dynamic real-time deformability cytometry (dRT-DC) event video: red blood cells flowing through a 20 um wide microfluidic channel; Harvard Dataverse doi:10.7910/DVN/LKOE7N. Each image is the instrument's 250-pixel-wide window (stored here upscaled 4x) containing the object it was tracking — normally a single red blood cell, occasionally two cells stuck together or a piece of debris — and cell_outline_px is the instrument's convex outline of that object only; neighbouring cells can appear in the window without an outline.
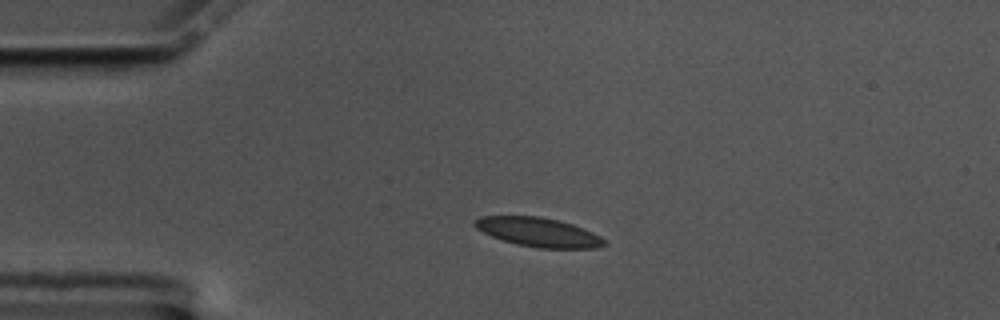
{"species": "common noctule bat (a hibernating species)", "species_latin": "Nyctalus noctula", "temperature_condition": "cold", "stored_images_in_passage": 45, "camera_frame_rate_fps": 3000, "um_per_image_px": 0.085, "animal": {"sex": "male", "body_mass_g": 17.5, "forearm_length_mm": 52.3}, "frame": {"image": 1, "passage_image": 1, "time_ms": 0.0, "image_size_px": [1000, 320], "cell_outline_px": [[608, 244], [596, 248], [536, 248], [516, 244], [492, 236], [476, 228], [472, 224], [472, 220], [480, 216], [540, 216], [572, 224], [592, 232], [600, 236]], "centroid_in_image_um": [45.74, 19.73], "position_along_channel_um": 39.3, "area_um2": 21.91}}
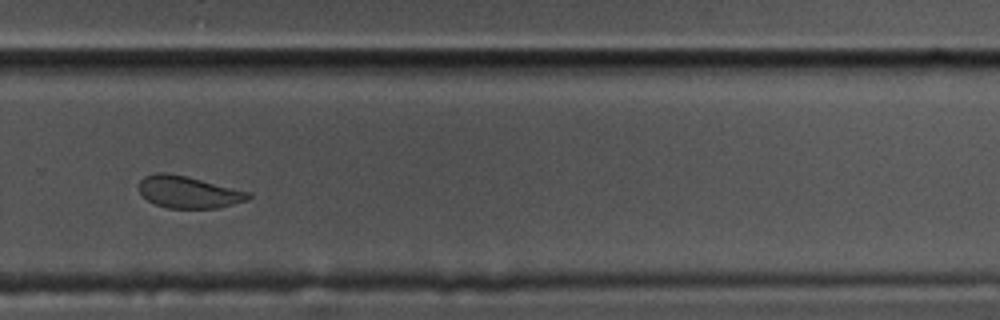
{"frame": {"image": 2, "passage_image": 27, "time_ms": 8.667, "image_size_px": [1000, 320], "cell_outline_px": [[252, 196], [248, 200], [220, 208], [168, 208], [156, 204], [148, 200], [140, 192], [140, 180], [144, 176], [156, 172], [164, 172], [184, 176], [252, 192]], "centroid_in_image_um": [16.06, 16.33], "position_along_channel_um": 313.7, "area_um2": 20.29}}
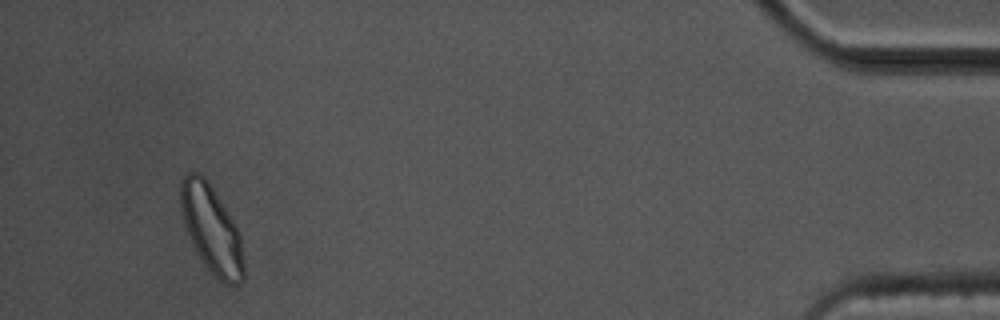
{"frame": {"image": 3, "passage_image": 42, "time_ms": 13.667, "image_size_px": [1000, 320], "cell_outline_px": [[244, 280], [240, 284], [224, 284], [204, 264], [192, 244], [184, 224], [180, 208], [180, 180], [188, 172], [200, 172], [208, 180], [232, 220], [240, 236], [244, 260]], "centroid_in_image_um": [17.96, 19.47], "position_along_channel_um": 417.2, "area_um2": 32.08}, "authors_computed_cell_mechanics": {"area_um2": 21.9062, "velocity_mm_per_s": 3.4963, "shape_relaxation_time_tau1_ms": 5.2471, "shape_relaxation_time_tau2_ms": 2.252, "deformation_change_tau1": 0.1074, "deformation_change_tau2": 0.0581}}